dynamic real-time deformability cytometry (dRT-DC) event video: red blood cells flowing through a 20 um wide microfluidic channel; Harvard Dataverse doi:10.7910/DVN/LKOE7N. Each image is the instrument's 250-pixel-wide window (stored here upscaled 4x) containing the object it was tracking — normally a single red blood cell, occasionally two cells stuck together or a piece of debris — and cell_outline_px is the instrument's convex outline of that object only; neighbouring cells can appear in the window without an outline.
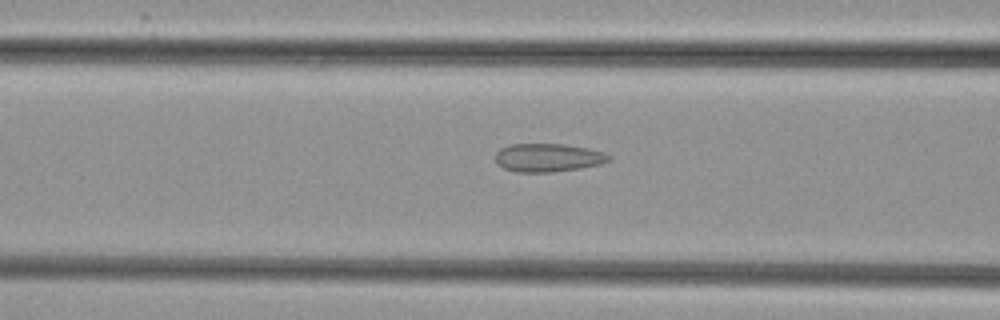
{"species": "common noctule bat (a hibernating species)", "species_latin": "Nyctalus noctula", "temperature_condition": "cold", "stored_images_in_passage": 34, "camera_frame_rate_fps": 3000, "um_per_image_px": 0.085, "animal": {"sex": "female", "body_mass_g": 29.2, "forearm_length_mm": 56.3}, "frame": {"image": 1, "passage_image": 14, "time_ms": 4.333, "image_size_px": [1000, 320], "cell_outline_px": [[612, 160], [600, 164], [580, 168], [552, 172], [516, 172], [504, 168], [496, 164], [496, 152], [500, 148], [512, 144], [564, 144], [588, 148], [604, 152], [612, 156]], "centroid_in_image_um": [46.6, 13.4], "position_along_channel_um": 120.0, "area_um2": 18.84}}
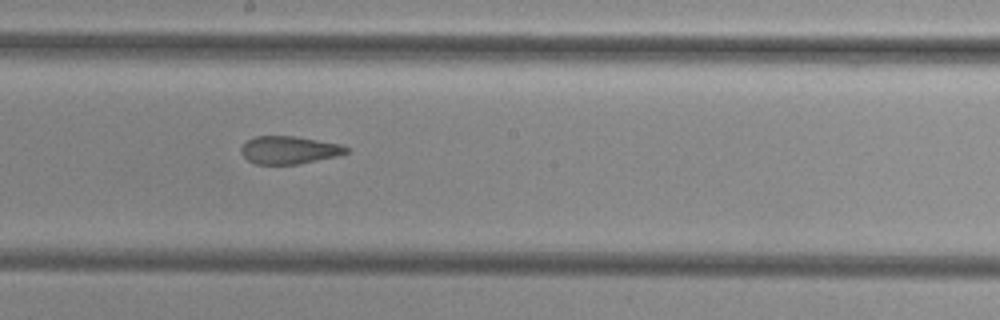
{"frame": {"image": 2, "passage_image": 22, "time_ms": 7.0, "image_size_px": [1000, 320], "cell_outline_px": [[348, 152], [336, 156], [296, 164], [256, 164], [248, 160], [240, 152], [240, 148], [248, 140], [256, 136], [296, 136], [340, 144], [348, 148]], "centroid_in_image_um": [24.55, 12.74], "position_along_channel_um": 223.7, "area_um2": 16.82}}
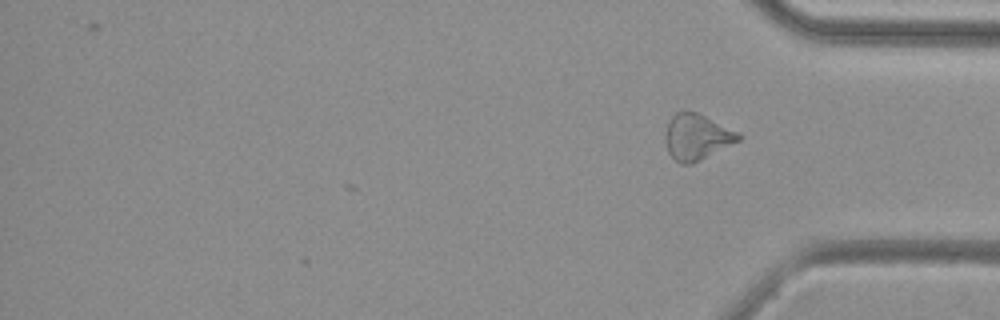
{"frame": {"image": 3, "passage_image": 34, "time_ms": 11.0, "image_size_px": [1000, 320], "cell_outline_px": [[744, 136], [740, 140], [692, 164], [680, 164], [668, 152], [664, 140], [664, 136], [668, 124], [672, 116], [676, 112], [696, 112]], "centroid_in_image_um": [59.19, 11.66], "position_along_channel_um": 376.0, "area_um2": 19.13}}